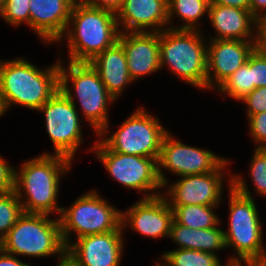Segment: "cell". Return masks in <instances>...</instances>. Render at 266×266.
Masks as SVG:
<instances>
[{
	"instance_id": "6da1fadb",
	"label": "cell",
	"mask_w": 266,
	"mask_h": 266,
	"mask_svg": "<svg viewBox=\"0 0 266 266\" xmlns=\"http://www.w3.org/2000/svg\"><path fill=\"white\" fill-rule=\"evenodd\" d=\"M229 178V227L224 230V240L226 248L231 247L238 256L230 257L227 265H260L266 258V249L255 201L243 177Z\"/></svg>"
},
{
	"instance_id": "7a4b0ae2",
	"label": "cell",
	"mask_w": 266,
	"mask_h": 266,
	"mask_svg": "<svg viewBox=\"0 0 266 266\" xmlns=\"http://www.w3.org/2000/svg\"><path fill=\"white\" fill-rule=\"evenodd\" d=\"M71 165L69 158L46 152L22 163L19 171L14 169V190L23 211L46 215L59 212L60 215L63 208L57 203L60 176L69 172Z\"/></svg>"
},
{
	"instance_id": "3957f363",
	"label": "cell",
	"mask_w": 266,
	"mask_h": 266,
	"mask_svg": "<svg viewBox=\"0 0 266 266\" xmlns=\"http://www.w3.org/2000/svg\"><path fill=\"white\" fill-rule=\"evenodd\" d=\"M59 89V61L45 70L25 58L0 61V96L5 111L12 104L38 110Z\"/></svg>"
},
{
	"instance_id": "277c9868",
	"label": "cell",
	"mask_w": 266,
	"mask_h": 266,
	"mask_svg": "<svg viewBox=\"0 0 266 266\" xmlns=\"http://www.w3.org/2000/svg\"><path fill=\"white\" fill-rule=\"evenodd\" d=\"M64 34L69 48V61L90 62L118 41L120 31L116 14L92 7L84 0H77Z\"/></svg>"
},
{
	"instance_id": "5b68a950",
	"label": "cell",
	"mask_w": 266,
	"mask_h": 266,
	"mask_svg": "<svg viewBox=\"0 0 266 266\" xmlns=\"http://www.w3.org/2000/svg\"><path fill=\"white\" fill-rule=\"evenodd\" d=\"M68 62L66 68L59 61L60 90L74 105L76 100L79 101L85 120L94 128L96 135L106 136L110 132L108 103L112 104L116 99L106 90L99 73L89 62ZM69 81L74 90L70 89Z\"/></svg>"
},
{
	"instance_id": "8992f818",
	"label": "cell",
	"mask_w": 266,
	"mask_h": 266,
	"mask_svg": "<svg viewBox=\"0 0 266 266\" xmlns=\"http://www.w3.org/2000/svg\"><path fill=\"white\" fill-rule=\"evenodd\" d=\"M202 29H167L159 32L160 68L168 66L179 79L207 89V44Z\"/></svg>"
},
{
	"instance_id": "52a82bcc",
	"label": "cell",
	"mask_w": 266,
	"mask_h": 266,
	"mask_svg": "<svg viewBox=\"0 0 266 266\" xmlns=\"http://www.w3.org/2000/svg\"><path fill=\"white\" fill-rule=\"evenodd\" d=\"M0 248L11 255L49 257L66 253L59 217L51 219L46 214L23 213L7 235Z\"/></svg>"
},
{
	"instance_id": "ba28073f",
	"label": "cell",
	"mask_w": 266,
	"mask_h": 266,
	"mask_svg": "<svg viewBox=\"0 0 266 266\" xmlns=\"http://www.w3.org/2000/svg\"><path fill=\"white\" fill-rule=\"evenodd\" d=\"M103 200L96 191H90L78 197L74 203L61 210L59 216L61 235L65 246L70 241V233H76V238L86 235L123 231L122 211Z\"/></svg>"
},
{
	"instance_id": "9c48e42d",
	"label": "cell",
	"mask_w": 266,
	"mask_h": 266,
	"mask_svg": "<svg viewBox=\"0 0 266 266\" xmlns=\"http://www.w3.org/2000/svg\"><path fill=\"white\" fill-rule=\"evenodd\" d=\"M167 133L168 130L159 123L158 118L139 107L117 131L108 138L100 136L99 140L111 151L155 158L158 161L162 141Z\"/></svg>"
},
{
	"instance_id": "30bf717a",
	"label": "cell",
	"mask_w": 266,
	"mask_h": 266,
	"mask_svg": "<svg viewBox=\"0 0 266 266\" xmlns=\"http://www.w3.org/2000/svg\"><path fill=\"white\" fill-rule=\"evenodd\" d=\"M90 149L94 150L97 158L104 165L112 178L128 189L140 192L152 191L143 198L159 195L163 186L158 177V164L155 158L136 155H125L109 150L100 140ZM156 190L158 193L154 192Z\"/></svg>"
},
{
	"instance_id": "8fae6325",
	"label": "cell",
	"mask_w": 266,
	"mask_h": 266,
	"mask_svg": "<svg viewBox=\"0 0 266 266\" xmlns=\"http://www.w3.org/2000/svg\"><path fill=\"white\" fill-rule=\"evenodd\" d=\"M37 111L45 115L46 130L55 149L53 154L73 160L76 151L83 143L76 105L59 89Z\"/></svg>"
},
{
	"instance_id": "7c38bea8",
	"label": "cell",
	"mask_w": 266,
	"mask_h": 266,
	"mask_svg": "<svg viewBox=\"0 0 266 266\" xmlns=\"http://www.w3.org/2000/svg\"><path fill=\"white\" fill-rule=\"evenodd\" d=\"M226 160L211 151L186 145L168 132L163 138L157 161L158 177L162 186L166 188L169 181L166 180L162 169L183 177L216 171Z\"/></svg>"
},
{
	"instance_id": "4fadbf2b",
	"label": "cell",
	"mask_w": 266,
	"mask_h": 266,
	"mask_svg": "<svg viewBox=\"0 0 266 266\" xmlns=\"http://www.w3.org/2000/svg\"><path fill=\"white\" fill-rule=\"evenodd\" d=\"M229 163L230 159H227L216 171L183 176L170 184L162 195L169 205H219L224 189L223 171Z\"/></svg>"
},
{
	"instance_id": "5bb4252c",
	"label": "cell",
	"mask_w": 266,
	"mask_h": 266,
	"mask_svg": "<svg viewBox=\"0 0 266 266\" xmlns=\"http://www.w3.org/2000/svg\"><path fill=\"white\" fill-rule=\"evenodd\" d=\"M207 44V88L218 89L244 65L260 41L212 40ZM214 82V83H213Z\"/></svg>"
},
{
	"instance_id": "9a60e30c",
	"label": "cell",
	"mask_w": 266,
	"mask_h": 266,
	"mask_svg": "<svg viewBox=\"0 0 266 266\" xmlns=\"http://www.w3.org/2000/svg\"><path fill=\"white\" fill-rule=\"evenodd\" d=\"M173 210L164 195L141 198L122 212L121 225L152 238L169 237Z\"/></svg>"
},
{
	"instance_id": "2e32d148",
	"label": "cell",
	"mask_w": 266,
	"mask_h": 266,
	"mask_svg": "<svg viewBox=\"0 0 266 266\" xmlns=\"http://www.w3.org/2000/svg\"><path fill=\"white\" fill-rule=\"evenodd\" d=\"M123 231L86 235L66 247L80 266H119L123 255Z\"/></svg>"
},
{
	"instance_id": "e0dca14e",
	"label": "cell",
	"mask_w": 266,
	"mask_h": 266,
	"mask_svg": "<svg viewBox=\"0 0 266 266\" xmlns=\"http://www.w3.org/2000/svg\"><path fill=\"white\" fill-rule=\"evenodd\" d=\"M118 42L124 48L132 80L161 69L159 32H120Z\"/></svg>"
},
{
	"instance_id": "ac0fdd59",
	"label": "cell",
	"mask_w": 266,
	"mask_h": 266,
	"mask_svg": "<svg viewBox=\"0 0 266 266\" xmlns=\"http://www.w3.org/2000/svg\"><path fill=\"white\" fill-rule=\"evenodd\" d=\"M77 0H29V27L46 42H60Z\"/></svg>"
},
{
	"instance_id": "d6986e66",
	"label": "cell",
	"mask_w": 266,
	"mask_h": 266,
	"mask_svg": "<svg viewBox=\"0 0 266 266\" xmlns=\"http://www.w3.org/2000/svg\"><path fill=\"white\" fill-rule=\"evenodd\" d=\"M167 4L168 0H123L116 14L119 31L161 32L167 29Z\"/></svg>"
},
{
	"instance_id": "ffe728a7",
	"label": "cell",
	"mask_w": 266,
	"mask_h": 266,
	"mask_svg": "<svg viewBox=\"0 0 266 266\" xmlns=\"http://www.w3.org/2000/svg\"><path fill=\"white\" fill-rule=\"evenodd\" d=\"M208 18L216 33L212 40L260 41V21L250 10L210 4Z\"/></svg>"
},
{
	"instance_id": "44dd1931",
	"label": "cell",
	"mask_w": 266,
	"mask_h": 266,
	"mask_svg": "<svg viewBox=\"0 0 266 266\" xmlns=\"http://www.w3.org/2000/svg\"><path fill=\"white\" fill-rule=\"evenodd\" d=\"M89 63L99 73L106 90L115 99L119 98L128 84L133 83L128 73L124 48L118 41L95 56Z\"/></svg>"
},
{
	"instance_id": "7402d4cb",
	"label": "cell",
	"mask_w": 266,
	"mask_h": 266,
	"mask_svg": "<svg viewBox=\"0 0 266 266\" xmlns=\"http://www.w3.org/2000/svg\"><path fill=\"white\" fill-rule=\"evenodd\" d=\"M219 225L220 223L208 229H193L178 224L173 219L169 238L179 245L178 249L198 250L216 255L215 252L226 249L224 230H221Z\"/></svg>"
},
{
	"instance_id": "603a6c76",
	"label": "cell",
	"mask_w": 266,
	"mask_h": 266,
	"mask_svg": "<svg viewBox=\"0 0 266 266\" xmlns=\"http://www.w3.org/2000/svg\"><path fill=\"white\" fill-rule=\"evenodd\" d=\"M219 205H170L173 219L186 227L193 229H208L216 227L221 220L213 209Z\"/></svg>"
},
{
	"instance_id": "cb8c5ba5",
	"label": "cell",
	"mask_w": 266,
	"mask_h": 266,
	"mask_svg": "<svg viewBox=\"0 0 266 266\" xmlns=\"http://www.w3.org/2000/svg\"><path fill=\"white\" fill-rule=\"evenodd\" d=\"M209 5L210 0H168V25L170 24L168 28L200 30L198 21L202 15H208ZM174 15L180 17L185 24L180 27H172Z\"/></svg>"
},
{
	"instance_id": "d4e9b609",
	"label": "cell",
	"mask_w": 266,
	"mask_h": 266,
	"mask_svg": "<svg viewBox=\"0 0 266 266\" xmlns=\"http://www.w3.org/2000/svg\"><path fill=\"white\" fill-rule=\"evenodd\" d=\"M161 260L165 266H223L217 255L189 249L170 250L162 254Z\"/></svg>"
},
{
	"instance_id": "484cf974",
	"label": "cell",
	"mask_w": 266,
	"mask_h": 266,
	"mask_svg": "<svg viewBox=\"0 0 266 266\" xmlns=\"http://www.w3.org/2000/svg\"><path fill=\"white\" fill-rule=\"evenodd\" d=\"M236 101H241L254 90L252 83V53L247 62L237 69L218 89Z\"/></svg>"
},
{
	"instance_id": "4316f807",
	"label": "cell",
	"mask_w": 266,
	"mask_h": 266,
	"mask_svg": "<svg viewBox=\"0 0 266 266\" xmlns=\"http://www.w3.org/2000/svg\"><path fill=\"white\" fill-rule=\"evenodd\" d=\"M24 213L15 190L0 194V241Z\"/></svg>"
},
{
	"instance_id": "83f0119b",
	"label": "cell",
	"mask_w": 266,
	"mask_h": 266,
	"mask_svg": "<svg viewBox=\"0 0 266 266\" xmlns=\"http://www.w3.org/2000/svg\"><path fill=\"white\" fill-rule=\"evenodd\" d=\"M29 0H5L1 17L12 26L29 25Z\"/></svg>"
},
{
	"instance_id": "f1b7e54d",
	"label": "cell",
	"mask_w": 266,
	"mask_h": 266,
	"mask_svg": "<svg viewBox=\"0 0 266 266\" xmlns=\"http://www.w3.org/2000/svg\"><path fill=\"white\" fill-rule=\"evenodd\" d=\"M251 157L250 176L256 193L266 196V148H255Z\"/></svg>"
},
{
	"instance_id": "f546056e",
	"label": "cell",
	"mask_w": 266,
	"mask_h": 266,
	"mask_svg": "<svg viewBox=\"0 0 266 266\" xmlns=\"http://www.w3.org/2000/svg\"><path fill=\"white\" fill-rule=\"evenodd\" d=\"M252 83L254 89L266 87V51L260 45L252 52Z\"/></svg>"
},
{
	"instance_id": "4dcf8cb0",
	"label": "cell",
	"mask_w": 266,
	"mask_h": 266,
	"mask_svg": "<svg viewBox=\"0 0 266 266\" xmlns=\"http://www.w3.org/2000/svg\"><path fill=\"white\" fill-rule=\"evenodd\" d=\"M249 131L256 142V148H266V111L248 117Z\"/></svg>"
},
{
	"instance_id": "1f68e13d",
	"label": "cell",
	"mask_w": 266,
	"mask_h": 266,
	"mask_svg": "<svg viewBox=\"0 0 266 266\" xmlns=\"http://www.w3.org/2000/svg\"><path fill=\"white\" fill-rule=\"evenodd\" d=\"M247 107V117L266 111V87L255 88L248 93L242 100Z\"/></svg>"
},
{
	"instance_id": "d6a6232c",
	"label": "cell",
	"mask_w": 266,
	"mask_h": 266,
	"mask_svg": "<svg viewBox=\"0 0 266 266\" xmlns=\"http://www.w3.org/2000/svg\"><path fill=\"white\" fill-rule=\"evenodd\" d=\"M14 169L0 156V194L14 189Z\"/></svg>"
},
{
	"instance_id": "836d02e7",
	"label": "cell",
	"mask_w": 266,
	"mask_h": 266,
	"mask_svg": "<svg viewBox=\"0 0 266 266\" xmlns=\"http://www.w3.org/2000/svg\"><path fill=\"white\" fill-rule=\"evenodd\" d=\"M90 6L110 11L114 14L120 10L123 0H84Z\"/></svg>"
},
{
	"instance_id": "e575fe53",
	"label": "cell",
	"mask_w": 266,
	"mask_h": 266,
	"mask_svg": "<svg viewBox=\"0 0 266 266\" xmlns=\"http://www.w3.org/2000/svg\"><path fill=\"white\" fill-rule=\"evenodd\" d=\"M250 11L260 22L264 20L266 18V0H251Z\"/></svg>"
},
{
	"instance_id": "d590c367",
	"label": "cell",
	"mask_w": 266,
	"mask_h": 266,
	"mask_svg": "<svg viewBox=\"0 0 266 266\" xmlns=\"http://www.w3.org/2000/svg\"><path fill=\"white\" fill-rule=\"evenodd\" d=\"M0 266H31L26 264L15 255L8 254L0 248Z\"/></svg>"
},
{
	"instance_id": "8d00e7d4",
	"label": "cell",
	"mask_w": 266,
	"mask_h": 266,
	"mask_svg": "<svg viewBox=\"0 0 266 266\" xmlns=\"http://www.w3.org/2000/svg\"><path fill=\"white\" fill-rule=\"evenodd\" d=\"M250 1L251 0H210V4L225 5L250 10Z\"/></svg>"
},
{
	"instance_id": "74e56055",
	"label": "cell",
	"mask_w": 266,
	"mask_h": 266,
	"mask_svg": "<svg viewBox=\"0 0 266 266\" xmlns=\"http://www.w3.org/2000/svg\"><path fill=\"white\" fill-rule=\"evenodd\" d=\"M57 266H80L68 253L59 257Z\"/></svg>"
},
{
	"instance_id": "f35d334b",
	"label": "cell",
	"mask_w": 266,
	"mask_h": 266,
	"mask_svg": "<svg viewBox=\"0 0 266 266\" xmlns=\"http://www.w3.org/2000/svg\"><path fill=\"white\" fill-rule=\"evenodd\" d=\"M259 45L266 51V18L260 22Z\"/></svg>"
},
{
	"instance_id": "ab89813d",
	"label": "cell",
	"mask_w": 266,
	"mask_h": 266,
	"mask_svg": "<svg viewBox=\"0 0 266 266\" xmlns=\"http://www.w3.org/2000/svg\"><path fill=\"white\" fill-rule=\"evenodd\" d=\"M6 111L4 109V106H3V103H2V100H1V96H0V117L3 116V114H5Z\"/></svg>"
},
{
	"instance_id": "60d3db41",
	"label": "cell",
	"mask_w": 266,
	"mask_h": 266,
	"mask_svg": "<svg viewBox=\"0 0 266 266\" xmlns=\"http://www.w3.org/2000/svg\"><path fill=\"white\" fill-rule=\"evenodd\" d=\"M4 3H5V0H0V14H1L2 10H3Z\"/></svg>"
},
{
	"instance_id": "b9f144b4",
	"label": "cell",
	"mask_w": 266,
	"mask_h": 266,
	"mask_svg": "<svg viewBox=\"0 0 266 266\" xmlns=\"http://www.w3.org/2000/svg\"><path fill=\"white\" fill-rule=\"evenodd\" d=\"M155 266H165L163 263L161 264V262L159 263L158 261H156Z\"/></svg>"
},
{
	"instance_id": "7bdbcfd3",
	"label": "cell",
	"mask_w": 266,
	"mask_h": 266,
	"mask_svg": "<svg viewBox=\"0 0 266 266\" xmlns=\"http://www.w3.org/2000/svg\"><path fill=\"white\" fill-rule=\"evenodd\" d=\"M260 265L261 266H266V258H265V260Z\"/></svg>"
},
{
	"instance_id": "ee69618b",
	"label": "cell",
	"mask_w": 266,
	"mask_h": 266,
	"mask_svg": "<svg viewBox=\"0 0 266 266\" xmlns=\"http://www.w3.org/2000/svg\"><path fill=\"white\" fill-rule=\"evenodd\" d=\"M245 266H261V265H245Z\"/></svg>"
}]
</instances>
